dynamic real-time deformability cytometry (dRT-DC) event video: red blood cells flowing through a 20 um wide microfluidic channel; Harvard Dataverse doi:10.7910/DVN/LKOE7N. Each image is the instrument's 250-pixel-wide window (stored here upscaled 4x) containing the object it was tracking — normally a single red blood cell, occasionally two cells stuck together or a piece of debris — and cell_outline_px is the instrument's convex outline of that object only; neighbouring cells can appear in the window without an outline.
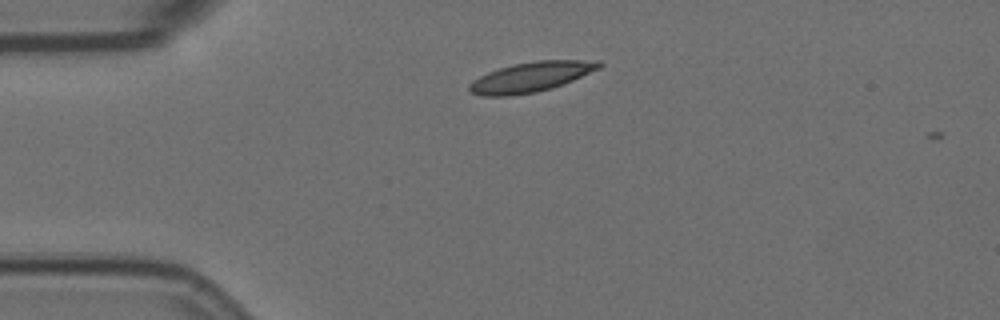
{"species": "Egyptian fruit bat (a non-hibernating species)", "species_latin": "Rousettus aegyptiacus", "temperature_condition": "room temperature", "stored_images_in_passage": 5, "camera_frame_rate_fps": 3000, "um_per_image_px": 0.085, "animal": {"sex": "female"}, "frame": {"image": 1, "passage_image": 5, "time_ms": 1.333, "image_size_px": [1000, 320], "cell_outline_px": [[604, 64], [600, 68], [572, 80], [552, 88], [536, 92], [508, 96], [484, 96], [472, 92], [468, 88], [468, 84], [472, 80], [488, 72], [512, 64], [536, 60], [600, 60]], "centroid_in_image_um": [45.14, 6.53], "position_along_channel_um": 39.9, "area_um2": 22.6}}